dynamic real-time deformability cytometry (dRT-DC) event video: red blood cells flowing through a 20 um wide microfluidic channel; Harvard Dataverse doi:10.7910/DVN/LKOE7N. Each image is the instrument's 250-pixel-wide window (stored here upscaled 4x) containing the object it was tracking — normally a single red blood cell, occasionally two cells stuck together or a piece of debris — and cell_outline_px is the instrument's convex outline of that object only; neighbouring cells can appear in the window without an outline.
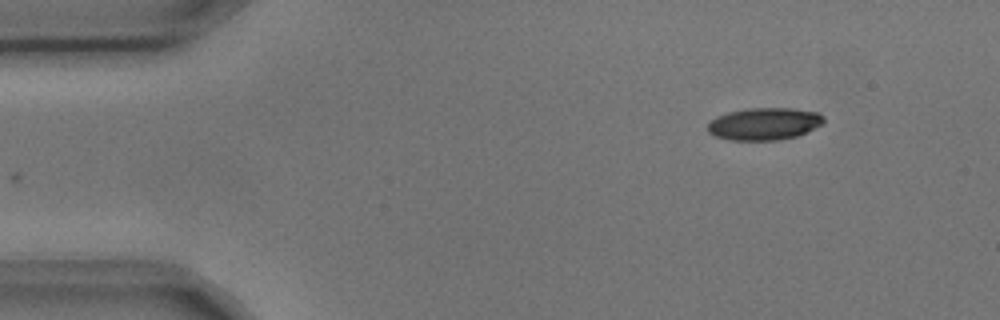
{"species": "common noctule bat (a hibernating species)", "species_latin": "Nyctalus noctula", "temperature_condition": "cold", "stored_images_in_passage": 3, "camera_frame_rate_fps": 3000, "um_per_image_px": 0.085, "animal": {"sex": "male", "body_mass_g": 17.9, "forearm_length_mm": 54.2}, "frame": {"image": 1, "passage_image": 1, "time_ms": 0.0, "image_size_px": [1000, 320], "cell_outline_px": [[824, 120], [820, 124], [796, 136], [776, 140], [728, 140], [716, 136], [708, 132], [708, 124], [716, 116], [728, 112], [748, 108], [792, 108], [820, 112], [824, 116]], "centroid_in_image_um": [64.94, 10.51], "position_along_channel_um": 20.1, "area_um2": 21.68}}